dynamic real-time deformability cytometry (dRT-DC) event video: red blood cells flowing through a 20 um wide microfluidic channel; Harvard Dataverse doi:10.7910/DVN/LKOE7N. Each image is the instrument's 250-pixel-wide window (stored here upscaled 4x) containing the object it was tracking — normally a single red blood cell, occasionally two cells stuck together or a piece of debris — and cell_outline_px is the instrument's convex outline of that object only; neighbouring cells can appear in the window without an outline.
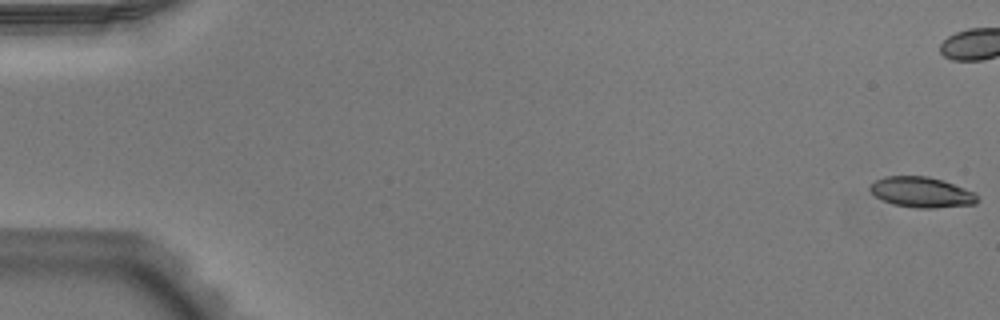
{"species": "Egyptian fruit bat (a non-hibernating species)", "species_latin": "Rousettus aegyptiacus", "temperature_condition": "warm", "stored_images_in_passage": 53, "camera_frame_rate_fps": 3000, "um_per_image_px": 0.085, "animal": {"sex": "male"}, "frame": {"image": 1, "passage_image": 1, "time_ms": 0.0, "image_size_px": [1000, 320], "cell_outline_px": [[980, 200], [976, 204], [936, 208], [916, 208], [892, 204], [876, 196], [868, 188], [876, 180], [884, 176], [928, 176], [944, 180], [976, 192]], "centroid_in_image_um": [78.4, 16.34], "position_along_channel_um": 6.6, "area_um2": 19.25}}
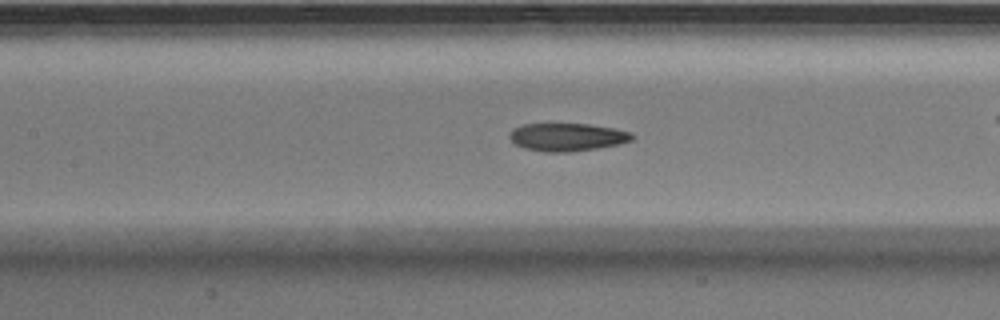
{"frame": {"image": 2, "passage_image": 25, "time_ms": 8.0, "image_size_px": [1000, 320], "cell_outline_px": [[636, 136], [632, 140], [620, 144], [572, 152], [544, 152], [524, 148], [516, 144], [508, 136], [512, 128], [524, 124], [588, 124], [616, 128], [632, 132]], "centroid_in_image_um": [48.24, 11.65], "position_along_channel_um": 159.2, "area_um2": 20.11}}
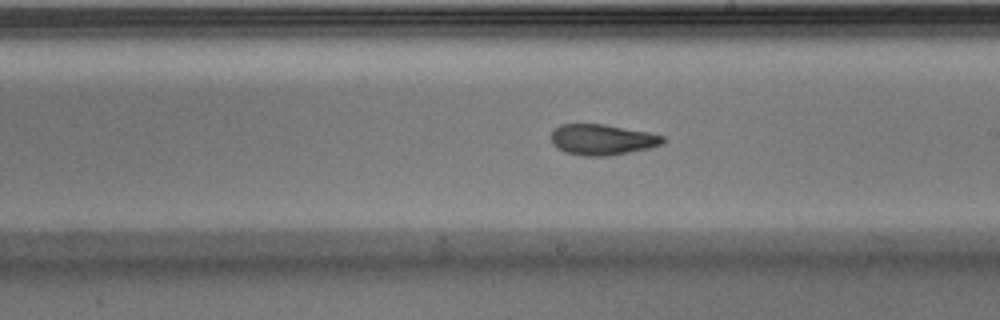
{"frame": {"image": 3, "passage_image": 31, "time_ms": 10.0, "image_size_px": [1000, 320], "cell_outline_px": [[664, 144], [652, 148], [608, 156], [584, 156], [564, 152], [556, 148], [552, 144], [552, 128], [560, 124], [604, 124], [648, 132], [664, 136]], "centroid_in_image_um": [51.18, 11.87], "position_along_channel_um": 237.8, "area_um2": 20.29}, "authors_computed_cell_mechanics": {"area_um2": 20.1144, "velocity_mm_per_s": 3.9392, "shape_relaxation_time_tau1_ms": null, "shape_relaxation_time_tau2_ms": 2.0622, "deformation_change_tau1": null, "deformation_change_tau2": 0.0879}}